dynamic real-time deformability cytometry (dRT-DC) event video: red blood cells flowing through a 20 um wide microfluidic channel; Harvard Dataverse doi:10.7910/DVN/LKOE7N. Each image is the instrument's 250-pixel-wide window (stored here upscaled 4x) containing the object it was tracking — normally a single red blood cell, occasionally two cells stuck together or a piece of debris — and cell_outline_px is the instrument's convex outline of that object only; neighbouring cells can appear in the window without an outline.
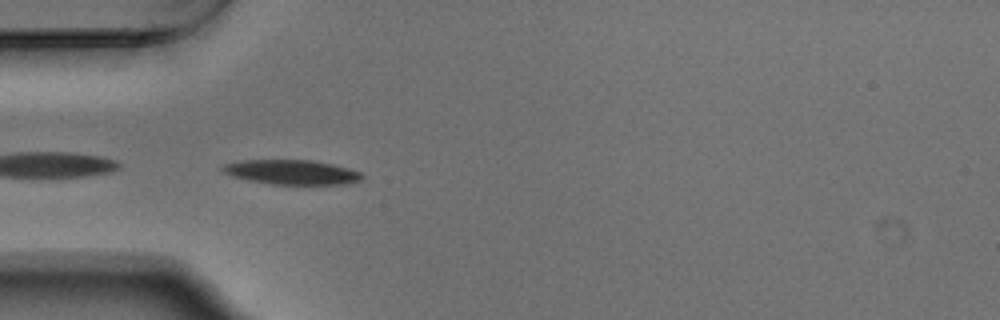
{"species": "Egyptian fruit bat (a non-hibernating species)", "species_latin": "Rousettus aegyptiacus", "temperature_condition": "warm", "stored_images_in_passage": 5, "camera_frame_rate_fps": 3000, "um_per_image_px": 0.085, "animal": {"sex": "male"}, "frame": {"image": 1, "passage_image": 1, "time_ms": 0.0, "image_size_px": [1000, 320], "cell_outline_px": [[364, 176], [360, 180], [344, 184], [272, 184], [248, 180], [232, 176], [224, 172], [220, 168], [220, 164], [240, 160], [312, 160], [332, 164], [348, 168], [360, 172]], "centroid_in_image_um": [24.74, 14.62], "position_along_channel_um": 60.3, "area_um2": 20.0}}